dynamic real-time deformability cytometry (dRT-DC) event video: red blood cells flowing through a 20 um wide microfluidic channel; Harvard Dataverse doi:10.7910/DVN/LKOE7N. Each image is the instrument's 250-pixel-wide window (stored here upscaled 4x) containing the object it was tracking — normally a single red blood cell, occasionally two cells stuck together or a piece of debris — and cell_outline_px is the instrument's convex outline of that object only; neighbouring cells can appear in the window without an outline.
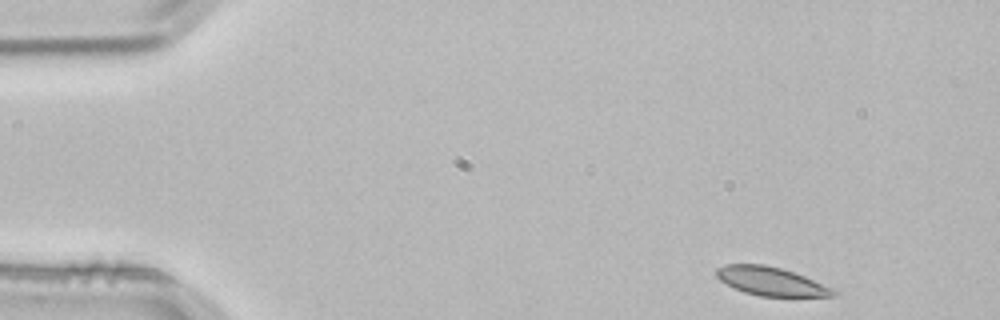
{"species": "common noctule bat (a hibernating species)", "species_latin": "Nyctalus noctula", "temperature_condition": "room temperature", "stored_images_in_passage": 3, "camera_frame_rate_fps": 3000, "um_per_image_px": 0.085, "animal": {"sex": "male", "body_mass_g": 21.5, "forearm_length_mm": 52.0}, "frame": {"image": 1, "passage_image": 1, "time_ms": 0.0, "image_size_px": [1000, 320], "cell_outline_px": [[840, 292], [836, 296], [760, 296], [744, 292], [720, 280], [716, 276], [716, 268], [724, 264], [764, 264], [780, 268], [804, 276], [836, 288]], "centroid_in_image_um": [65.59, 23.91], "position_along_channel_um": 19.4, "area_um2": 19.48}}
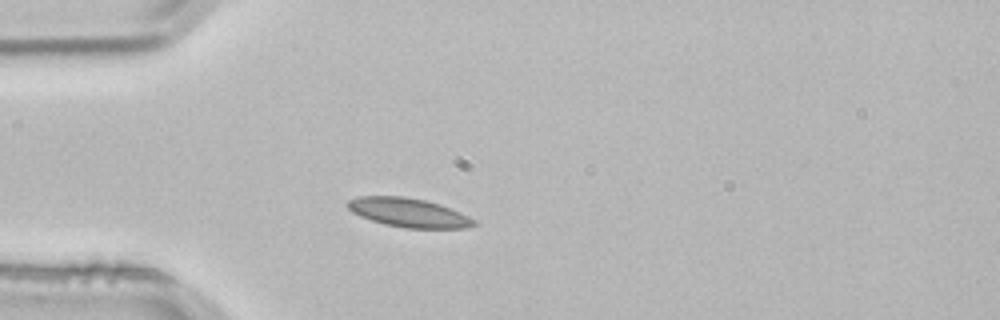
{"frame": {"image": 2, "passage_image": 3, "time_ms": 0.667, "image_size_px": [1000, 320], "cell_outline_px": [[476, 224], [464, 228], [404, 228], [384, 224], [360, 216], [352, 212], [348, 208], [348, 200], [360, 196], [404, 196], [424, 200], [440, 204], [460, 212], [476, 220]], "centroid_in_image_um": [34.73, 18.07], "position_along_channel_um": 50.3, "area_um2": 21.21}}